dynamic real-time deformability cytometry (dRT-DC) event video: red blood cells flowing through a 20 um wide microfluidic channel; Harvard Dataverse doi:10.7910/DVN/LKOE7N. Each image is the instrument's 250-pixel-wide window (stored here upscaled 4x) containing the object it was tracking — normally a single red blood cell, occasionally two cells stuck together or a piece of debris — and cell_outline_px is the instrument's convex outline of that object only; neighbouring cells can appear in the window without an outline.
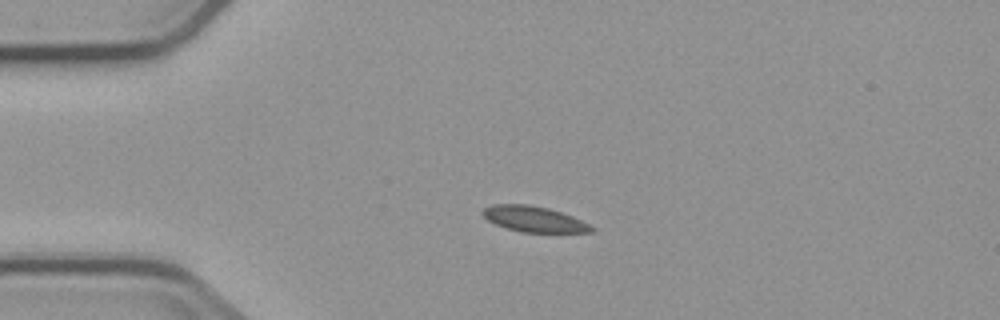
{"species": "common noctule bat (a hibernating species)", "species_latin": "Nyctalus noctula", "temperature_condition": "cold", "stored_images_in_passage": 5, "camera_frame_rate_fps": 3000, "um_per_image_px": 0.085, "animal": {"sex": "male", "body_mass_g": 23.1, "forearm_length_mm": 52.7}, "frame": {"image": 1, "passage_image": 3, "time_ms": 3.333, "image_size_px": [1000, 320], "cell_outline_px": [[596, 228], [592, 232], [520, 232], [496, 224], [488, 220], [480, 212], [484, 208], [492, 204], [528, 204], [548, 208], [572, 216]], "centroid_in_image_um": [45.37, 18.61], "position_along_channel_um": 39.6, "area_um2": 16.13}}
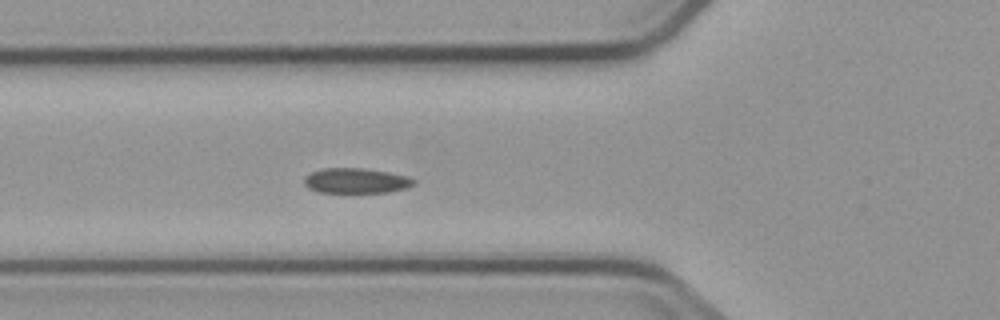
{"frame": {"image": 2, "passage_image": 5, "time_ms": 5.667, "image_size_px": [1000, 320], "cell_outline_px": [[416, 184], [408, 188], [388, 192], [316, 192], [308, 188], [304, 184], [304, 176], [312, 172], [324, 168], [364, 168], [388, 172], [408, 176], [416, 180]], "centroid_in_image_um": [30.28, 15.36], "position_along_channel_um": 95.5, "area_um2": 16.18}}